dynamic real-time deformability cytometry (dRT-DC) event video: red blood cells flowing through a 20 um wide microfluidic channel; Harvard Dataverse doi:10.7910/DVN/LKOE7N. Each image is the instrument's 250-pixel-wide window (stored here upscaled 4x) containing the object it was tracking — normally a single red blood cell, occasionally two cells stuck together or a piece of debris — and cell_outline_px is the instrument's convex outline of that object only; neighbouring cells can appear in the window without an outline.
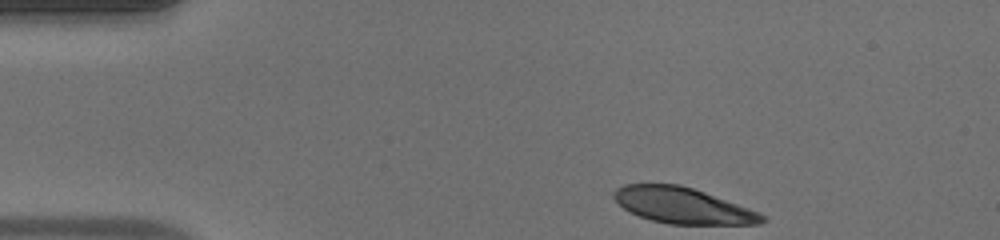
{"species": "human", "species_latin": "Homo sapiens", "temperature_condition": "warm", "stored_images_in_passage": 42, "camera_frame_rate_fps": 3000, "um_per_image_px": 0.085, "donor": {"sex": "male"}, "frame": {"image": 1, "passage_image": 1, "time_ms": 0.0, "image_size_px": [1000, 240], "cell_outline_px": [[768, 220], [760, 224], [668, 224], [652, 220], [640, 216], [624, 208], [612, 196], [612, 192], [616, 188], [624, 184], [680, 184], [704, 192], [760, 212]], "centroid_in_image_um": [58.04, 17.47], "position_along_channel_um": 27.0, "area_um2": 30.81}}
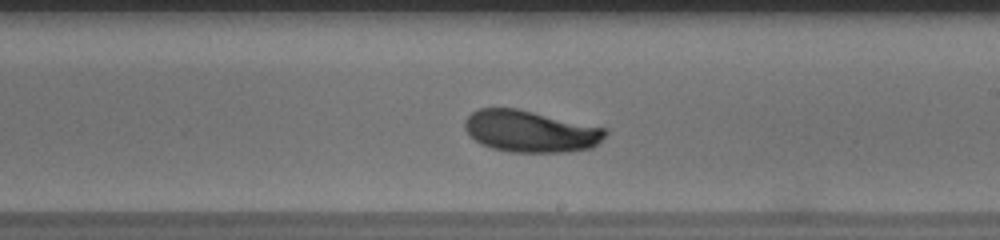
{"frame": {"image": 2, "passage_image": 22, "time_ms": 7.0, "image_size_px": [1000, 240], "cell_outline_px": [[608, 132], [592, 148], [564, 152], [512, 152], [492, 148], [480, 144], [464, 128], [464, 120], [472, 112], [480, 108], [516, 108], [608, 128]], "centroid_in_image_um": [45.09, 11.16], "position_along_channel_um": 243.9, "area_um2": 34.1}}
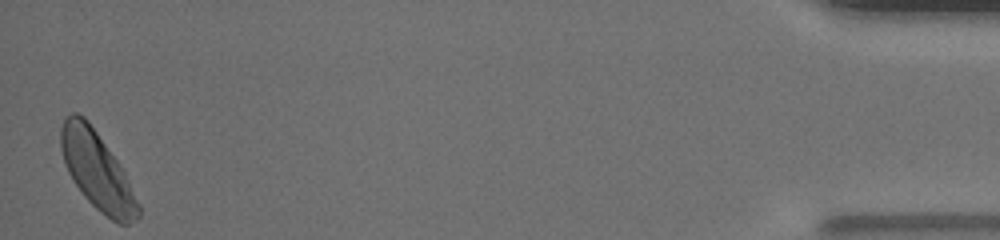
{"frame": {"image": 3, "passage_image": 42, "time_ms": 13.667, "image_size_px": [1000, 240], "cell_outline_px": [[140, 216], [128, 224], [120, 224], [112, 220], [100, 212], [84, 196], [72, 180], [68, 172], [60, 148], [60, 128], [64, 120], [72, 112], [76, 112], [84, 116], [88, 120], [116, 160], [124, 172], [140, 204]], "centroid_in_image_um": [8.24, 14.52], "position_along_channel_um": 427.0, "area_um2": 34.62}, "authors_computed_cell_mechanics": {"area_um2": 33.8708, "velocity_mm_per_s": 4.1068, "shape_relaxation_time_tau1_ms": 3.1323, "shape_relaxation_time_tau2_ms": null, "deformation_change_tau1": 0.1381, "deformation_change_tau2": null}}